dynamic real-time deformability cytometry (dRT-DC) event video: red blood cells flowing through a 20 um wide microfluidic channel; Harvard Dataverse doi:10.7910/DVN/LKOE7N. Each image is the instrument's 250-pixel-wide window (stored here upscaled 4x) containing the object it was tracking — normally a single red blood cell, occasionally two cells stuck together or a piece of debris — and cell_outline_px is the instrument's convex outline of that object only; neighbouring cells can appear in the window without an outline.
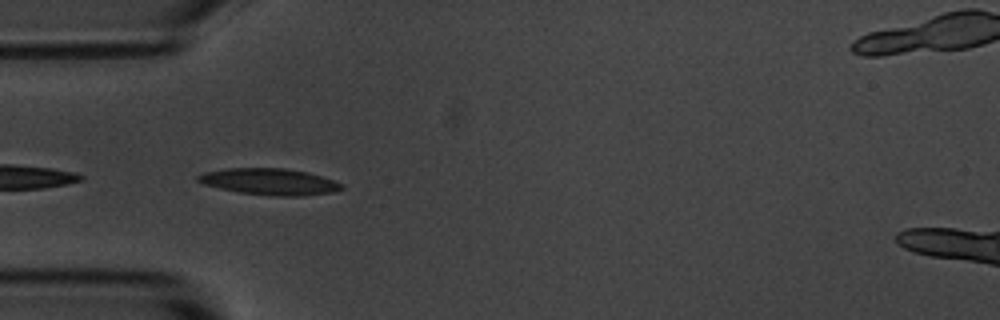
{"species": "common noctule bat (a hibernating species)", "species_latin": "Nyctalus noctula", "temperature_condition": "room temperature", "stored_images_in_passage": 20, "camera_frame_rate_fps": 3000, "um_per_image_px": 0.085, "animal": {"sex": "male", "body_mass_g": 20.1, "forearm_length_mm": 53.5}, "frame": {"image": 1, "passage_image": 1, "time_ms": 0.0, "image_size_px": [1000, 320], "cell_outline_px": [[344, 188], [332, 192], [300, 196], [276, 196], [240, 192], [220, 188], [204, 184], [196, 180], [196, 176], [204, 172], [228, 168], [284, 168], [308, 172], [344, 184]], "centroid_in_image_um": [22.91, 15.43], "position_along_channel_um": 62.1, "area_um2": 21.96}}
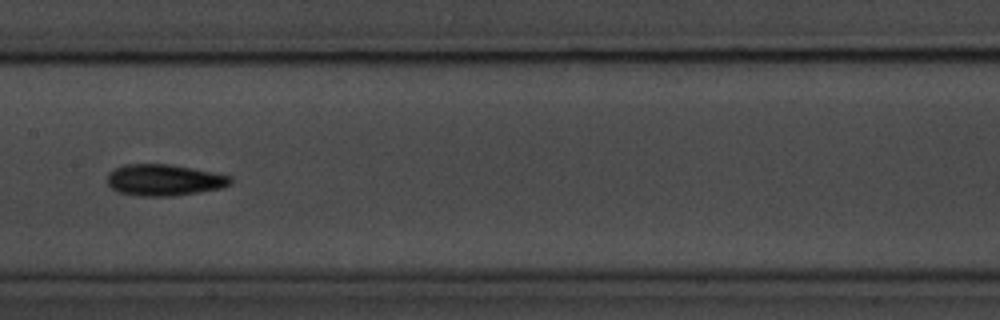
{"frame": {"image": 2, "passage_image": 12, "time_ms": 3.667, "image_size_px": [1000, 320], "cell_outline_px": [[232, 184], [224, 188], [200, 192], [172, 196], [140, 196], [120, 192], [112, 188], [108, 184], [108, 172], [124, 164], [172, 164], [232, 176]], "centroid_in_image_um": [13.99, 15.3], "position_along_channel_um": 193.4, "area_um2": 22.66}}